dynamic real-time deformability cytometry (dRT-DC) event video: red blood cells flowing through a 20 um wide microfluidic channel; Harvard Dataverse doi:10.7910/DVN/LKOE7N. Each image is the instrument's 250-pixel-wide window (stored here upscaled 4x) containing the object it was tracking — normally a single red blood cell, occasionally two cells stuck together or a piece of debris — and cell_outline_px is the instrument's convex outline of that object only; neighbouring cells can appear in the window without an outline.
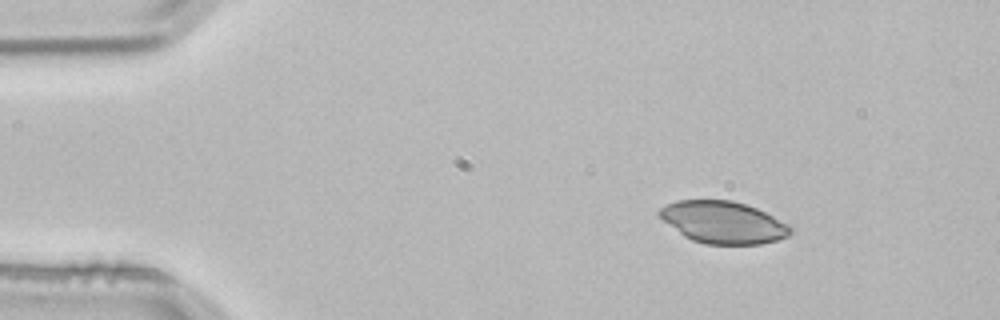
{"species": "common noctule bat (a hibernating species)", "species_latin": "Nyctalus noctula", "temperature_condition": "room temperature", "stored_images_in_passage": 4, "camera_frame_rate_fps": 3000, "um_per_image_px": 0.085, "animal": {"sex": "male", "body_mass_g": 21.5, "forearm_length_mm": 52.0}, "frame": {"image": 1, "passage_image": 1, "time_ms": 0.0, "image_size_px": [1000, 320], "cell_outline_px": [[792, 232], [788, 236], [776, 240], [760, 244], [704, 244], [692, 240], [684, 236], [664, 220], [656, 212], [660, 208], [676, 200], [732, 200], [756, 208], [788, 224], [792, 228]], "centroid_in_image_um": [61.47, 18.9], "position_along_channel_um": 23.5, "area_um2": 31.85}}